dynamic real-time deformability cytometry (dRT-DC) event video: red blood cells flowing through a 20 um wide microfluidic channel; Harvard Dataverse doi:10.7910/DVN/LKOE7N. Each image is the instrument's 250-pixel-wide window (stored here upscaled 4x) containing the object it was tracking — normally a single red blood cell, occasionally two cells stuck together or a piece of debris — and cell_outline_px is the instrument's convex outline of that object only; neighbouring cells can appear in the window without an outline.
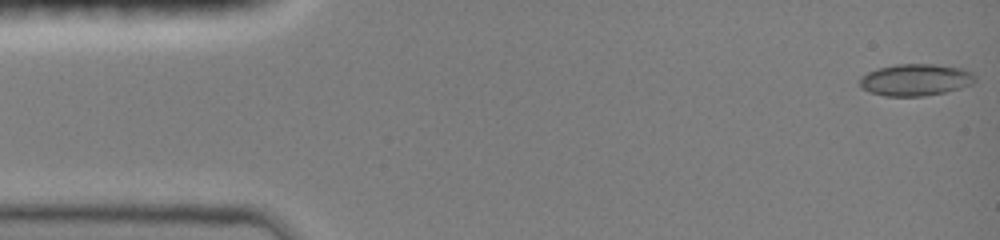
{"species": "common noctule bat (a hibernating species)", "species_latin": "Nyctalus noctula", "temperature_condition": "room temperature", "stored_images_in_passage": 47, "camera_frame_rate_fps": 3000, "um_per_image_px": 0.085, "animal": {"sex": "female", "body_mass_g": 19.0, "forearm_length_mm": 51.5}, "frame": {"image": 1, "passage_image": 1, "time_ms": 0.0, "image_size_px": [1000, 240], "cell_outline_px": [[976, 80], [972, 84], [960, 88], [944, 92], [924, 96], [884, 96], [868, 92], [860, 88], [860, 76], [876, 68], [896, 64], [936, 64], [960, 68], [972, 72], [976, 76]], "centroid_in_image_um": [77.79, 6.78], "position_along_channel_um": 7.2, "area_um2": 21.62}}
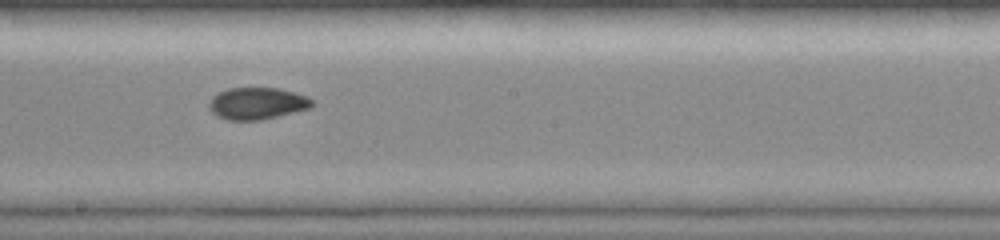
{"frame": {"image": 2, "passage_image": 26, "time_ms": 8.333, "image_size_px": [1000, 240], "cell_outline_px": [[316, 104], [308, 108], [260, 120], [228, 120], [216, 116], [208, 108], [208, 104], [212, 96], [228, 88], [280, 88], [296, 92], [308, 96]], "centroid_in_image_um": [21.84, 8.78], "position_along_channel_um": 226.4, "area_um2": 19.19}}
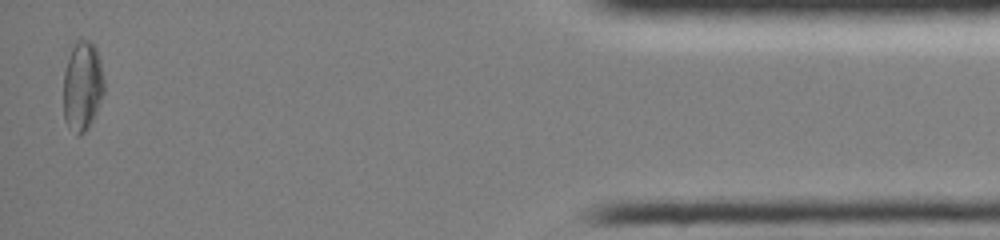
{"frame": {"image": 3, "passage_image": 46, "time_ms": 15.0, "image_size_px": [1000, 240], "cell_outline_px": [[104, 92], [96, 112], [88, 128], [80, 136], [76, 136], [64, 120], [64, 72], [72, 40], [88, 40], [96, 48], [100, 60], [104, 80]], "centroid_in_image_um": [6.99, 7.29], "position_along_channel_um": 428.2, "area_um2": 21.5}, "authors_computed_cell_mechanics": {"area_um2": 19.5364, "velocity_mm_per_s": 4.0585, "shape_relaxation_time_tau1_ms": null, "shape_relaxation_time_tau2_ms": 1.8234, "deformation_change_tau1": null, "deformation_change_tau2": 0.0344}}